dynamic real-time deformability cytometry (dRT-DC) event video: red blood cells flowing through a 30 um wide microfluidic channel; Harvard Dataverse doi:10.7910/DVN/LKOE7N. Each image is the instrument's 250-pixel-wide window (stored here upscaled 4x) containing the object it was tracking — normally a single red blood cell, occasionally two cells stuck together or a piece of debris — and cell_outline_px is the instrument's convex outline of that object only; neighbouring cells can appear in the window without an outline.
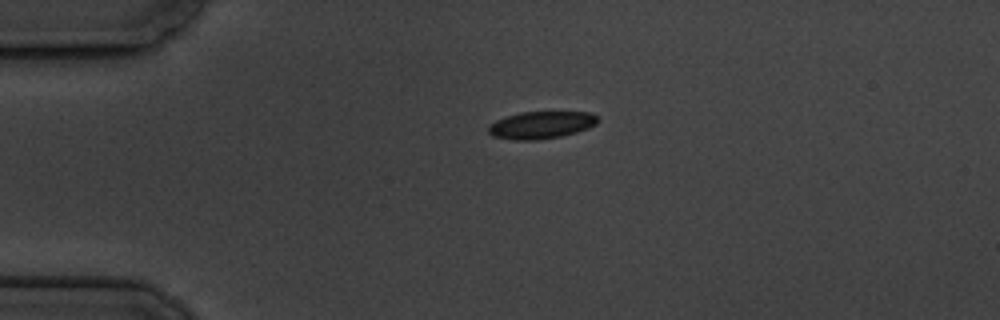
{"species": "common noctule bat (a hibernating species)", "species_latin": "Nyctalus noctula", "temperature_condition": "cold", "stored_images_in_passage": 3, "camera_frame_rate_fps": 3000, "um_per_image_px": 0.085, "animal": {"sex": "male", "body_mass_g": 19.5, "forearm_length_mm": 54.6}, "frame": {"image": 1, "passage_image": 1, "time_ms": 0.0, "image_size_px": [1000, 320], "cell_outline_px": [[600, 120], [596, 124], [588, 128], [576, 132], [560, 136], [536, 140], [516, 140], [492, 136], [488, 132], [488, 124], [496, 120], [520, 112], [592, 112]], "centroid_in_image_um": [45.99, 10.62], "position_along_channel_um": 39.0, "area_um2": 17.4}}
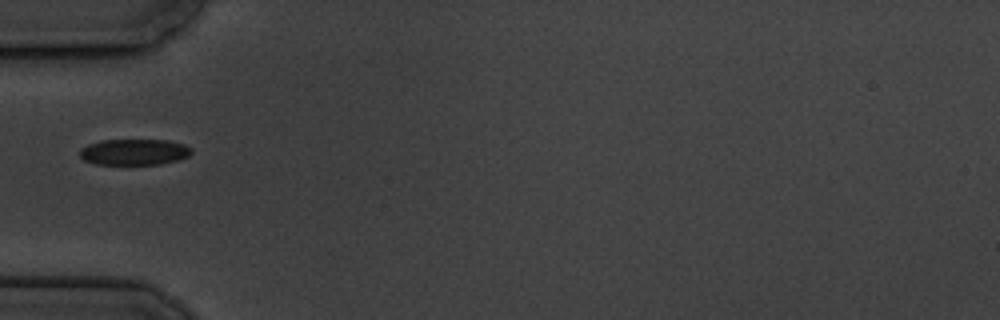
{"frame": {"image": 2, "passage_image": 2, "time_ms": 2.0, "image_size_px": [1000, 320], "cell_outline_px": [[192, 152], [188, 156], [180, 160], [160, 164], [96, 164], [84, 160], [80, 156], [80, 148], [88, 144], [100, 140], [168, 140], [184, 144], [192, 148]], "centroid_in_image_um": [11.42, 12.91], "position_along_channel_um": 73.6, "area_um2": 17.05}}
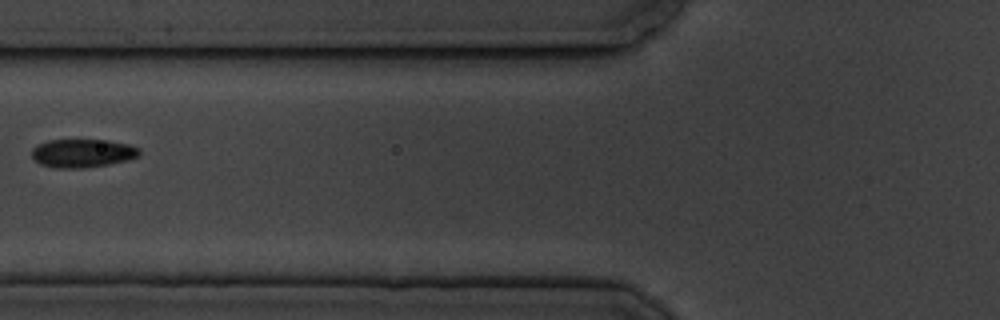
{"frame": {"image": 3, "passage_image": 3, "time_ms": 3.333, "image_size_px": [1000, 320], "cell_outline_px": [[140, 156], [128, 160], [108, 164], [80, 168], [56, 168], [40, 164], [32, 156], [32, 148], [36, 144], [48, 140], [108, 140], [128, 144], [140, 148]], "centroid_in_image_um": [7.02, 13.01], "position_along_channel_um": 118.8, "area_um2": 17.86}}